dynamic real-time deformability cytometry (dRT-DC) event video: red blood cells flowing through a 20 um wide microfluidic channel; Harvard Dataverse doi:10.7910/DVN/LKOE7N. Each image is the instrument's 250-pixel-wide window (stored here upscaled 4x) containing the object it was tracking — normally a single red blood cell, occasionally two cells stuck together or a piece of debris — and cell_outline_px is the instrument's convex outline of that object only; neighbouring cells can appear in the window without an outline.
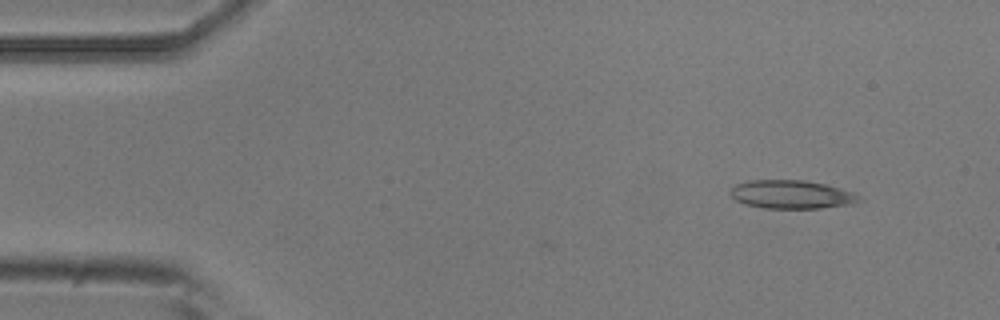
{"species": "common noctule bat (a hibernating species)", "species_latin": "Nyctalus noctula", "temperature_condition": "room temperature", "stored_images_in_passage": 3, "camera_frame_rate_fps": 3000, "um_per_image_px": 0.085, "animal": {"sex": "male", "body_mass_g": 20.5, "forearm_length_mm": 52.5}, "frame": {"image": 1, "passage_image": 1, "time_ms": 0.0, "image_size_px": [1000, 320], "cell_outline_px": [[864, 200], [852, 204], [820, 208], [764, 208], [744, 204], [736, 200], [732, 196], [732, 188], [736, 184], [748, 180], [804, 180], [824, 184], [856, 192]], "centroid_in_image_um": [67.34, 16.53], "position_along_channel_um": 17.7, "area_um2": 21.39}}
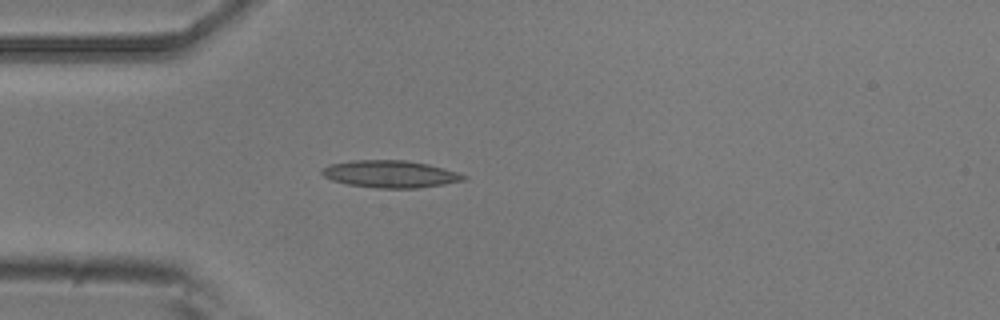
{"frame": {"image": 2, "passage_image": 3, "time_ms": 0.667, "image_size_px": [1000, 320], "cell_outline_px": [[468, 176], [464, 180], [444, 184], [416, 188], [376, 188], [348, 184], [332, 180], [324, 176], [320, 172], [328, 164], [352, 160], [404, 160], [428, 164], [444, 168]], "centroid_in_image_um": [33.16, 14.79], "position_along_channel_um": 51.8, "area_um2": 22.37}}